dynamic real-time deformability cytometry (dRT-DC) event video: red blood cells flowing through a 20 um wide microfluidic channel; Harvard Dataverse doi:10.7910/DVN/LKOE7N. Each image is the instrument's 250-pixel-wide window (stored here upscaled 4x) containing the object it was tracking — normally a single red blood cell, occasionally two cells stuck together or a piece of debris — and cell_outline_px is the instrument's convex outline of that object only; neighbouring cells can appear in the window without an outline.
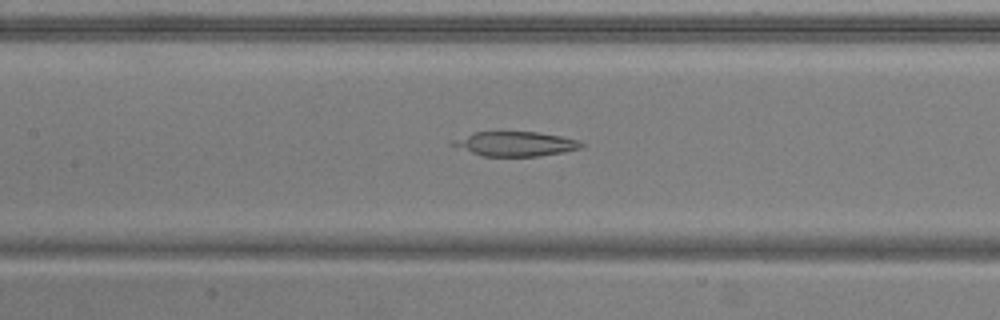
{"species": "common noctule bat (a hibernating species)", "species_latin": "Nyctalus noctula", "temperature_condition": "warm", "stored_images_in_passage": 40, "camera_frame_rate_fps": 3000, "um_per_image_px": 0.085, "animal": {"sex": "male", "body_mass_g": 20.5, "forearm_length_mm": 52.5}, "frame": {"image": 1, "passage_image": 15, "time_ms": 4.667, "image_size_px": [1000, 320], "cell_outline_px": [[584, 148], [564, 152], [540, 156], [480, 156], [448, 144], [452, 140], [476, 132], [536, 132], [560, 136], [580, 140], [584, 144]], "centroid_in_image_um": [43.83, 12.24], "position_along_channel_um": 163.6, "area_um2": 18.5}}
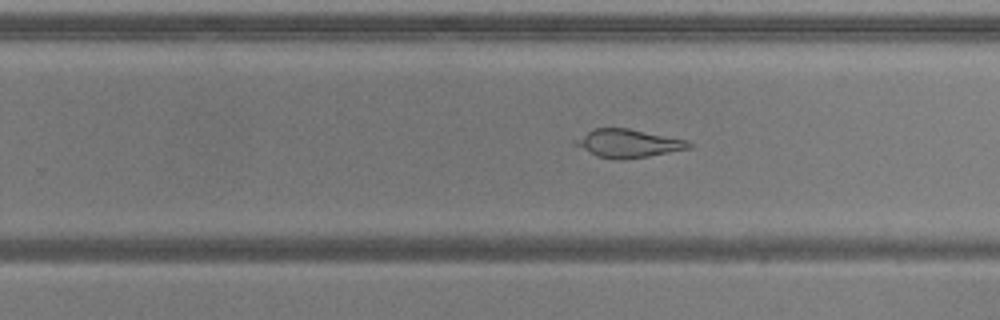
{"frame": {"image": 2, "passage_image": 24, "time_ms": 7.667, "image_size_px": [1000, 320], "cell_outline_px": [[692, 144], [688, 148], [648, 156], [624, 160], [616, 160], [596, 156], [572, 144], [576, 140], [592, 128], [628, 128], [684, 140]], "centroid_in_image_um": [53.31, 12.2], "position_along_channel_um": 276.5, "area_um2": 18.32}}
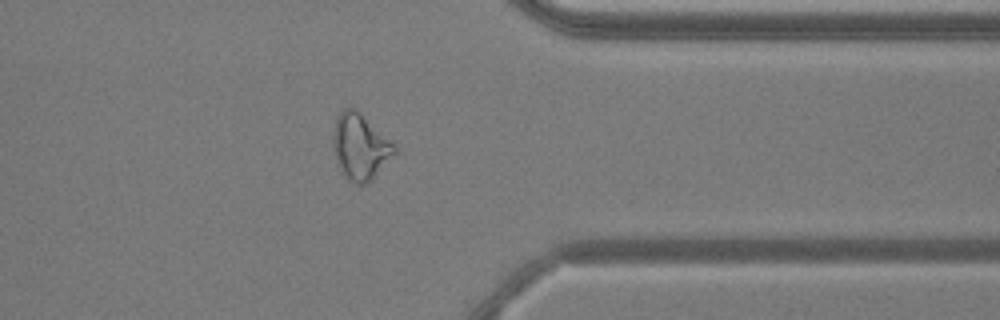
{"frame": {"image": 3, "passage_image": 33, "time_ms": 10.667, "image_size_px": [1000, 320], "cell_outline_px": [[396, 152], [372, 180], [364, 184], [352, 184], [340, 172], [332, 148], [332, 136], [336, 116], [348, 104], [360, 112], [396, 148]], "centroid_in_image_um": [30.54, 12.48], "position_along_channel_um": 380.9, "area_um2": 23.58}}